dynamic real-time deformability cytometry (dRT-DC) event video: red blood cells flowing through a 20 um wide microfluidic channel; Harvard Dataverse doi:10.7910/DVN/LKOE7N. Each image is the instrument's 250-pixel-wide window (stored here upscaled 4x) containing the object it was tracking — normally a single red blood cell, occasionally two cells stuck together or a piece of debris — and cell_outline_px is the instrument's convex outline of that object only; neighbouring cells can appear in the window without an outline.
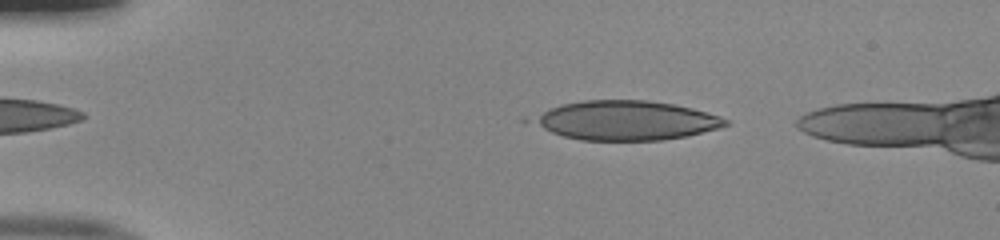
{"species": "human", "species_latin": "Homo sapiens", "temperature_condition": "room temperature", "stored_images_in_passage": 45, "camera_frame_rate_fps": 3000, "um_per_image_px": 0.085, "donor": {"sex": "male"}, "frame": {"image": 1, "passage_image": 6, "time_ms": 1.667, "image_size_px": [1000, 240], "cell_outline_px": [[728, 124], [720, 128], [688, 136], [664, 140], [580, 140], [564, 136], [552, 132], [520, 120], [524, 116], [548, 108], [564, 104], [584, 100], [648, 100], [672, 104], [692, 108], [720, 116], [728, 120]], "centroid_in_image_um": [53.07, 10.23], "position_along_channel_um": 31.9, "area_um2": 44.85}}
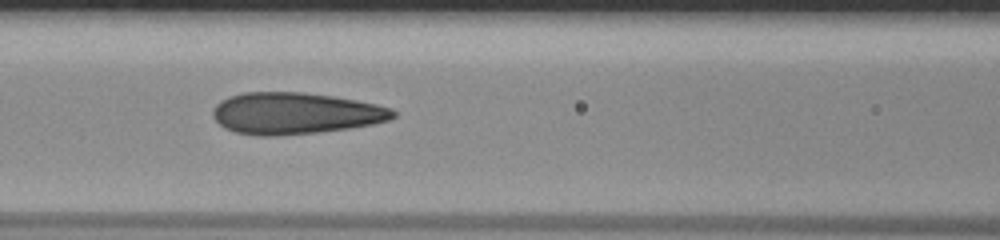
{"frame": {"image": 2, "passage_image": 19, "time_ms": 6.0, "image_size_px": [1000, 240], "cell_outline_px": [[396, 116], [388, 120], [372, 124], [348, 128], [316, 132], [276, 136], [256, 136], [236, 132], [224, 128], [212, 116], [212, 112], [216, 104], [220, 100], [228, 96], [244, 92], [304, 92], [332, 96], [356, 100], [376, 104], [392, 108], [396, 112]], "centroid_in_image_um": [25.06, 9.63], "position_along_channel_um": 141.5, "area_um2": 43.75}}
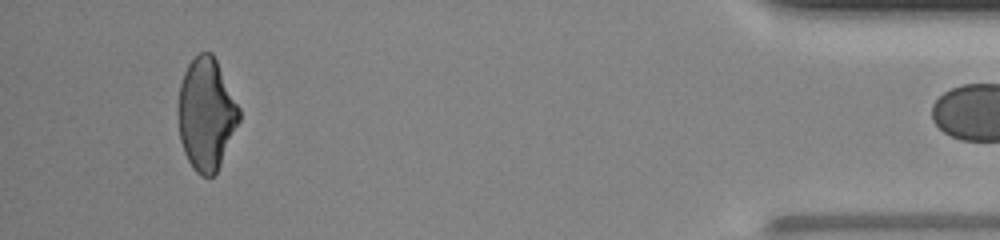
{"frame": {"image": 3, "passage_image": 44, "time_ms": 14.333, "image_size_px": [1000, 240], "cell_outline_px": [[240, 120], [220, 164], [216, 172], [212, 176], [200, 176], [192, 168], [184, 152], [180, 140], [176, 112], [180, 84], [184, 72], [188, 64], [200, 52], [212, 52], [240, 108]], "centroid_in_image_um": [17.5, 9.7], "position_along_channel_um": 417.7, "area_um2": 39.94}}